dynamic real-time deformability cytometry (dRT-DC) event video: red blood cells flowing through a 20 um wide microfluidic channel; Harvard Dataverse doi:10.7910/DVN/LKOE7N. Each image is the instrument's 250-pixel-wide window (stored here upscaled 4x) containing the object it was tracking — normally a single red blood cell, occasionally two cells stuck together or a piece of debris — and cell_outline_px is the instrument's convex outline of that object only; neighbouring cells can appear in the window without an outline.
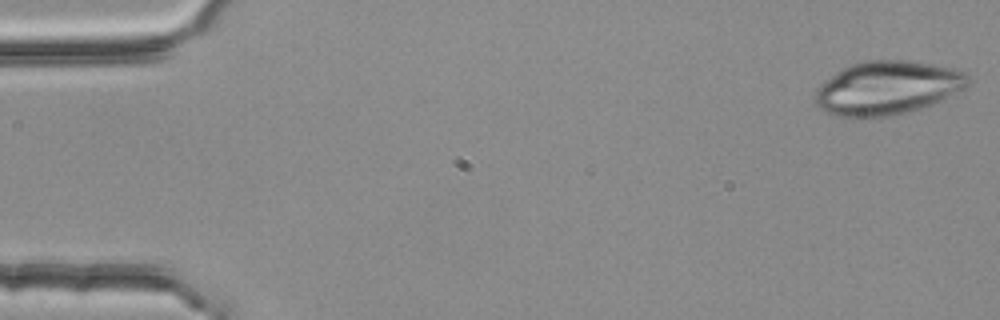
{"species": "common noctule bat (a hibernating species)", "species_latin": "Nyctalus noctula", "temperature_condition": "room temperature", "stored_images_in_passage": 5, "camera_frame_rate_fps": 3000, "um_per_image_px": 0.085, "animal": {"sex": "female", "body_mass_g": 25.1}, "frame": {"image": 1, "passage_image": 1, "time_ms": 0.0, "image_size_px": [1000, 320], "cell_outline_px": [[972, 80], [964, 88], [944, 100], [904, 112], [888, 116], [836, 116], [820, 108], [816, 104], [812, 96], [816, 88], [820, 84], [844, 68], [852, 64], [864, 60], [912, 60], [956, 68], [964, 72]], "centroid_in_image_um": [75.45, 7.44], "position_along_channel_um": 9.6, "area_um2": 47.63}}